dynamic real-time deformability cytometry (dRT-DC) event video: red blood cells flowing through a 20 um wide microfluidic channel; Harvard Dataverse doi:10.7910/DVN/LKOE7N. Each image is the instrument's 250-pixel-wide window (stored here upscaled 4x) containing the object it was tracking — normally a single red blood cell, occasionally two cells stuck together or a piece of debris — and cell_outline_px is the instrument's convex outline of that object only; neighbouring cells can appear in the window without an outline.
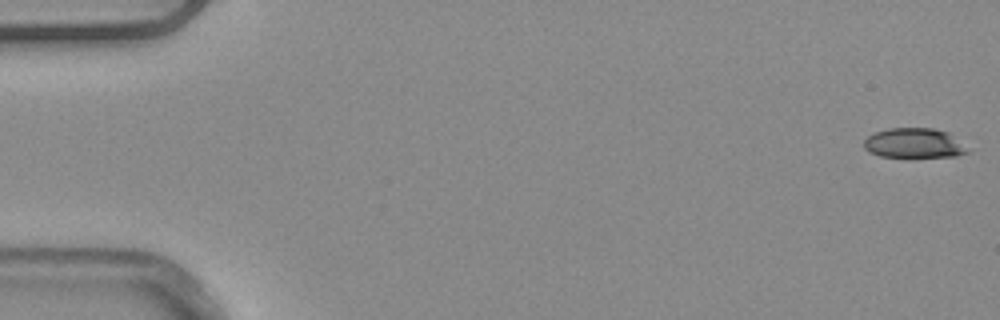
{"species": "common noctule bat (a hibernating species)", "species_latin": "Nyctalus noctula", "temperature_condition": "warm", "stored_images_in_passage": 53, "camera_frame_rate_fps": 3000, "um_per_image_px": 0.085, "animal": {"sex": "male", "body_mass_g": 20.4}, "frame": {"image": 1, "passage_image": 1, "time_ms": 0.0, "image_size_px": [1000, 320], "cell_outline_px": [[968, 152], [956, 156], [880, 156], [868, 152], [864, 148], [864, 140], [868, 136], [876, 132], [888, 128], [932, 128], [948, 132]], "centroid_in_image_um": [77.61, 12.15], "position_along_channel_um": 7.4, "area_um2": 17.46}}
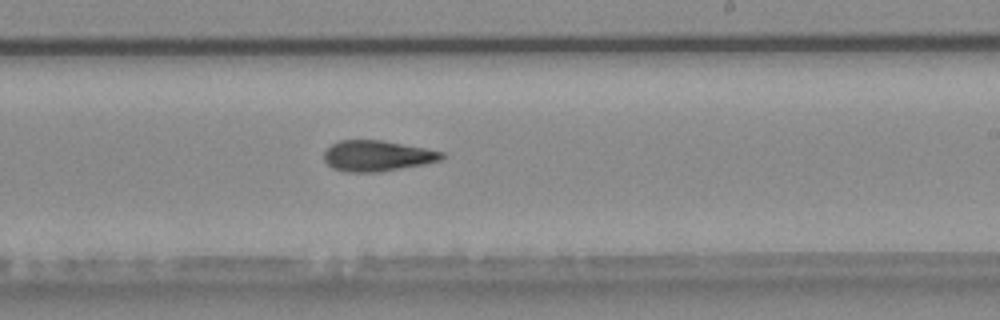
{"frame": {"image": 2, "passage_image": 32, "time_ms": 10.333, "image_size_px": [1000, 320], "cell_outline_px": [[448, 156], [440, 160], [424, 164], [376, 172], [348, 172], [332, 168], [324, 160], [324, 152], [332, 144], [340, 140], [384, 140], [428, 148], [444, 152]], "centroid_in_image_um": [32.1, 13.23], "position_along_channel_um": 256.9, "area_um2": 21.21}}
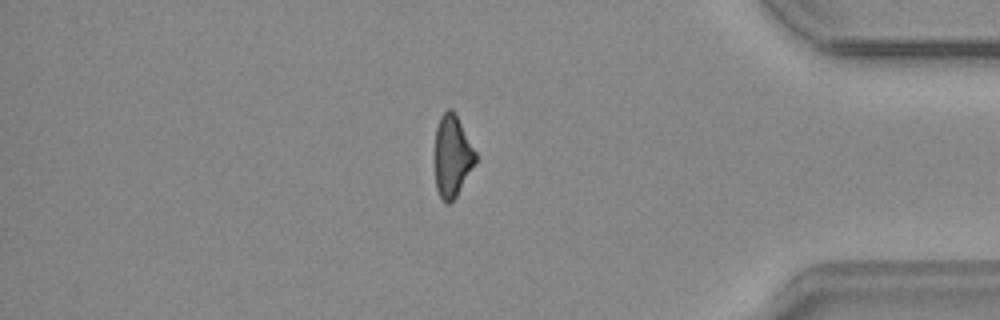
{"frame": {"image": 3, "passage_image": 45, "time_ms": 14.667, "image_size_px": [1000, 320], "cell_outline_px": [[476, 160], [456, 196], [448, 204], [444, 204], [436, 188], [436, 128], [440, 116], [448, 108], [452, 108], [456, 112], [476, 152]], "centroid_in_image_um": [38.44, 13.22], "position_along_channel_um": 396.8, "area_um2": 19.13}}